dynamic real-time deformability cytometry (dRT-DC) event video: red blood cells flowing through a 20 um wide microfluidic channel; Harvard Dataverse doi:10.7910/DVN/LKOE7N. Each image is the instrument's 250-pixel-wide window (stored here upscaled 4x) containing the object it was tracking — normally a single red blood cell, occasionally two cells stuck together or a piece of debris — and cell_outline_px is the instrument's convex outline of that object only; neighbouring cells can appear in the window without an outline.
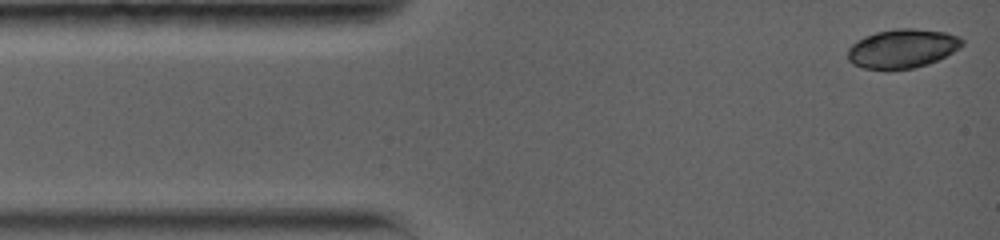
{"species": "common noctule bat (a hibernating species)", "species_latin": "Nyctalus noctula", "temperature_condition": "warm", "stored_images_in_passage": 6, "camera_frame_rate_fps": 5000, "um_per_image_px": 0.085, "animal": {"sex": "female", "body_mass_g": 19.0, "forearm_length_mm": 56.7}, "frame": {"image": 1, "passage_image": 1, "time_ms": 0.0, "image_size_px": [1000, 240], "cell_outline_px": [[964, 44], [960, 48], [928, 64], [912, 68], [888, 72], [884, 72], [864, 68], [852, 64], [848, 60], [848, 48], [856, 40], [864, 36], [876, 32], [896, 28], [912, 28], [944, 32], [960, 36], [964, 40]], "centroid_in_image_um": [76.66, 4.15], "position_along_channel_um": 8.3, "area_um2": 26.53}}
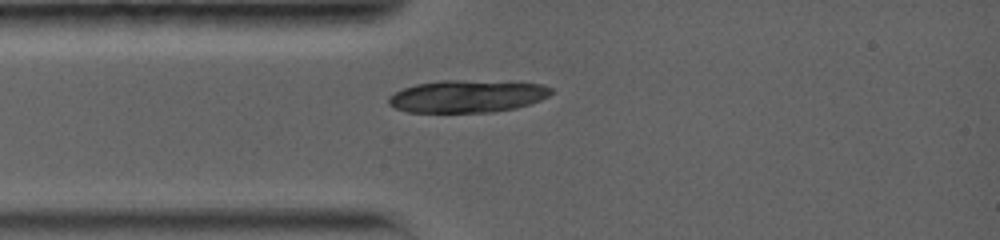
{"frame": {"image": 2, "passage_image": 6, "time_ms": 2.8, "image_size_px": [1000, 240], "cell_outline_px": [[552, 92], [548, 96], [540, 100], [516, 108], [492, 112], [408, 112], [396, 108], [388, 104], [388, 96], [404, 88], [416, 84], [444, 80], [460, 80], [540, 84], [552, 88]], "centroid_in_image_um": [39.68, 8.19], "position_along_channel_um": 45.3, "area_um2": 30.35}}